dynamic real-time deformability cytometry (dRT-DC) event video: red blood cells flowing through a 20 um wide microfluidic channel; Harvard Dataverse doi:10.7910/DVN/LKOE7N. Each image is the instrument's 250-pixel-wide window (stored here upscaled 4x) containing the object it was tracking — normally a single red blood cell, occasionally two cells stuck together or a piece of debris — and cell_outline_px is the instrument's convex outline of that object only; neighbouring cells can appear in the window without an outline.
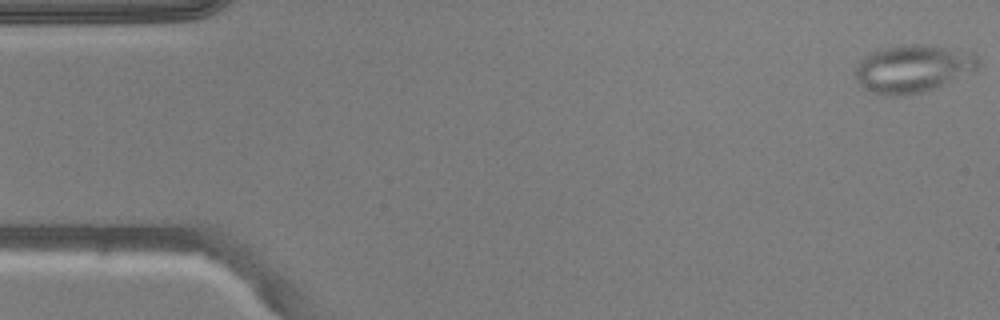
{"species": "common noctule bat (a hibernating species)", "species_latin": "Nyctalus noctula", "temperature_condition": "warm", "stored_images_in_passage": 51, "camera_frame_rate_fps": 3000, "um_per_image_px": 0.085, "animal": {"sex": "male", "body_mass_g": 20.5, "forearm_length_mm": 52.5}, "frame": {"image": 1, "passage_image": 1, "time_ms": 0.0, "image_size_px": [1000, 320], "cell_outline_px": [[980, 64], [976, 68], [924, 92], [908, 96], [888, 96], [872, 92], [860, 88], [852, 72], [860, 60], [872, 52], [884, 48], [912, 44], [920, 44], [972, 52], [980, 60]], "centroid_in_image_um": [77.49, 5.85], "position_along_channel_um": 7.5, "area_um2": 33.87}}
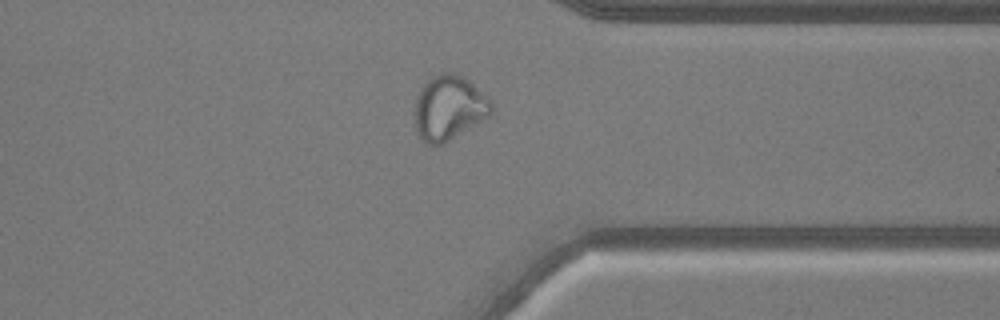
{"frame": {"image": 2, "passage_image": 39, "time_ms": 12.667, "image_size_px": [1000, 320], "cell_outline_px": [[492, 112], [488, 116], [448, 140], [440, 144], [428, 144], [416, 132], [412, 112], [416, 96], [420, 88], [432, 76], [440, 72], [456, 72], [464, 76], [492, 104]], "centroid_in_image_um": [38.07, 9.13], "position_along_channel_um": 373.3, "area_um2": 28.61}}
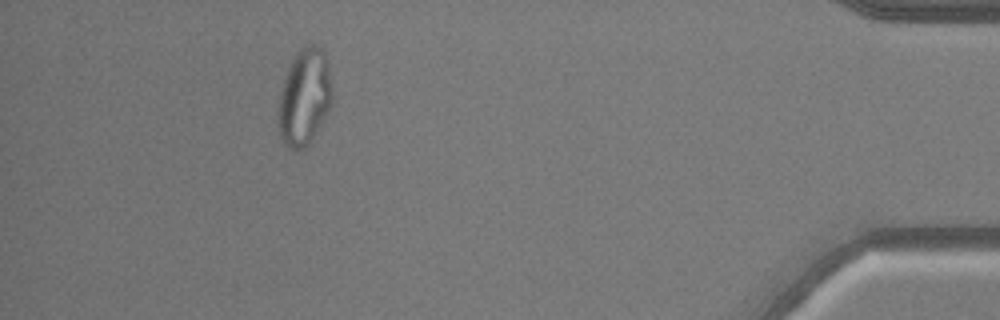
{"frame": {"image": 3, "passage_image": 46, "time_ms": 15.0, "image_size_px": [1000, 320], "cell_outline_px": [[332, 104], [308, 144], [300, 152], [288, 148], [280, 136], [276, 128], [276, 112], [280, 92], [284, 76], [296, 52], [304, 44], [316, 44], [324, 48], [332, 84]], "centroid_in_image_um": [25.84, 8.24], "position_along_channel_um": 409.4, "area_um2": 31.1}, "authors_computed_cell_mechanics": {"area_um2": 29.9982, "velocity_mm_per_s": 3.9571, "shape_relaxation_time_tau1_ms": null, "shape_relaxation_time_tau2_ms": 1.115, "deformation_change_tau1": null, "deformation_change_tau2": 0.0853}}